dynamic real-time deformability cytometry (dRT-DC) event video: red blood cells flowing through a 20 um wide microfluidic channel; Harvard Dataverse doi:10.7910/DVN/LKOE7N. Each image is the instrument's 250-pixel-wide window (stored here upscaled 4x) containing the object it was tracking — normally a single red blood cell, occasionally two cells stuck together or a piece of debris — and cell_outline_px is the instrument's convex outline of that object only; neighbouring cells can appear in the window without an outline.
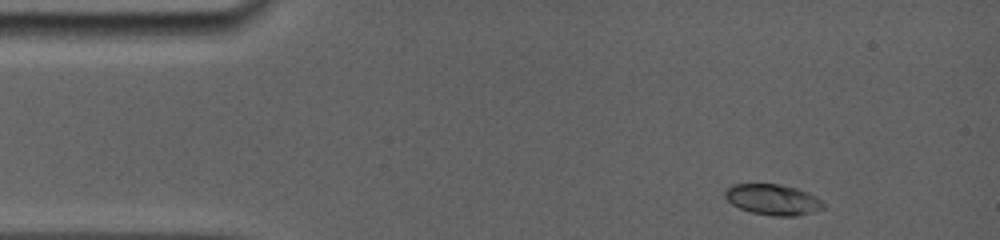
{"species": "common noctule bat (a hibernating species)", "species_latin": "Nyctalus noctula", "temperature_condition": "room temperature", "stored_images_in_passage": 27, "camera_frame_rate_fps": 5000, "um_per_image_px": 0.085, "animal": {"sex": "female", "body_mass_g": 19.0, "forearm_length_mm": 56.7}, "frame": {"image": 1, "passage_image": 1, "time_ms": 0.0, "image_size_px": [1000, 240], "cell_outline_px": [[824, 208], [800, 216], [776, 216], [752, 212], [740, 208], [732, 204], [724, 196], [724, 192], [732, 184], [776, 184], [796, 188], [808, 192], [816, 196], [824, 204]], "centroid_in_image_um": [65.7, 16.97], "position_along_channel_um": 19.3, "area_um2": 17.51}}
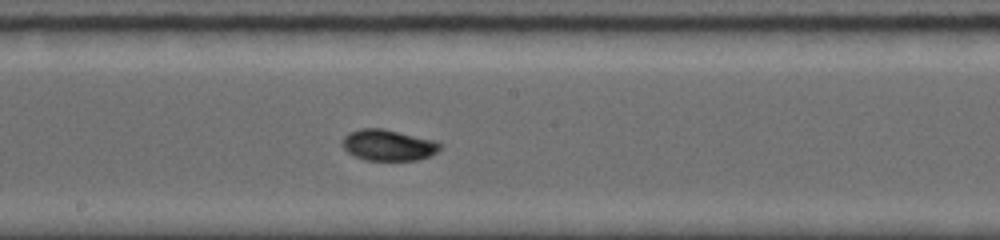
{"frame": {"image": 2, "passage_image": 15, "time_ms": 7.0, "image_size_px": [1000, 240], "cell_outline_px": [[444, 144], [432, 156], [420, 160], [364, 160], [352, 156], [340, 144], [344, 136], [348, 132], [360, 128], [384, 128], [432, 140]], "centroid_in_image_um": [32.97, 12.34], "position_along_channel_um": 215.2, "area_um2": 17.98}}
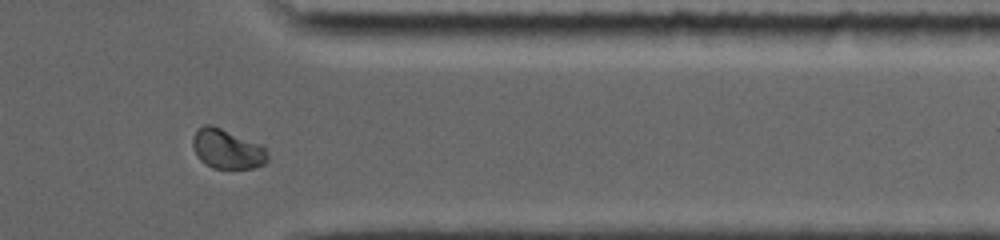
{"frame": {"image": 3, "passage_image": 25, "time_ms": 11.6, "image_size_px": [1000, 240], "cell_outline_px": [[268, 160], [264, 164], [256, 168], [212, 168], [204, 164], [200, 160], [192, 144], [192, 136], [204, 124], [212, 124], [264, 144], [268, 156]], "centroid_in_image_um": [19.35, 12.65], "position_along_channel_um": 392.1, "area_um2": 17.63}, "authors_computed_cell_mechanics": {"area_um2": 17.4556, "velocity_mm_per_s": 3.853, "shape_relaxation_time_tau1_ms": 3.4147, "shape_relaxation_time_tau2_ms": 1.9692, "deformation_change_tau1": 0.11, "deformation_change_tau2": 0.0266}}